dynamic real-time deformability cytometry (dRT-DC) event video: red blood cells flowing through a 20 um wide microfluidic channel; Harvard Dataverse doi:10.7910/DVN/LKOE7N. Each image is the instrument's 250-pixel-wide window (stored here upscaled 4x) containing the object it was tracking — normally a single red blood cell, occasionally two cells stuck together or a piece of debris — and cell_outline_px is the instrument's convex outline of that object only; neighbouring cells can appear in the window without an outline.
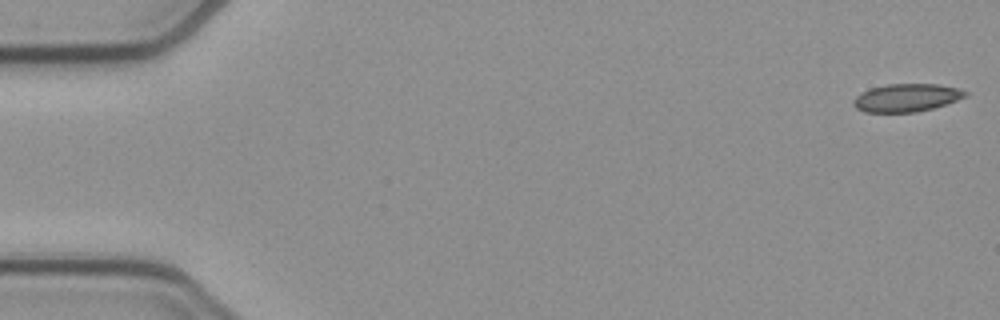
{"species": "common noctule bat (a hibernating species)", "species_latin": "Nyctalus noctula", "temperature_condition": "cold", "stored_images_in_passage": 52, "camera_frame_rate_fps": 3000, "um_per_image_px": 0.085, "animal": {"sex": "female", "body_mass_g": 21.9}, "frame": {"image": 1, "passage_image": 1, "time_ms": 0.0, "image_size_px": [1000, 320], "cell_outline_px": [[968, 96], [932, 108], [916, 112], [864, 112], [856, 108], [852, 104], [852, 100], [860, 92], [872, 88], [888, 84], [936, 84], [960, 88], [968, 92]], "centroid_in_image_um": [77.04, 8.3], "position_along_channel_um": 8.0, "area_um2": 18.21}}
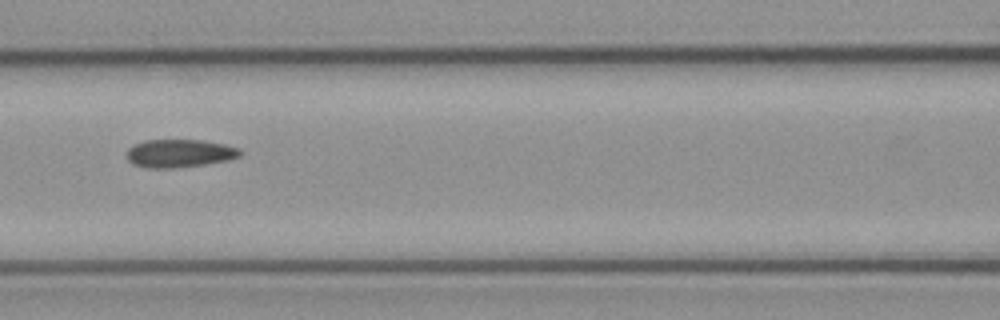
{"frame": {"image": 2, "passage_image": 23, "time_ms": 7.333, "image_size_px": [1000, 320], "cell_outline_px": [[244, 152], [240, 156], [228, 160], [204, 164], [176, 168], [144, 168], [132, 164], [124, 156], [128, 148], [144, 140], [204, 140], [224, 144], [240, 148]], "centroid_in_image_um": [15.24, 13.04], "position_along_channel_um": 151.4, "area_um2": 18.84}}
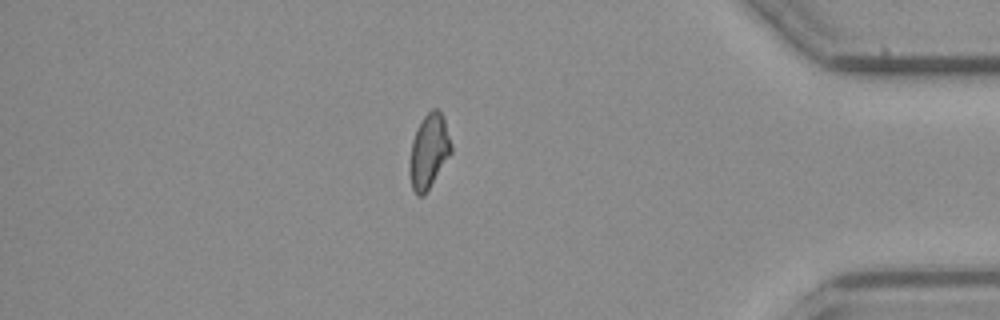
{"frame": {"image": 3, "passage_image": 45, "time_ms": 14.667, "image_size_px": [1000, 320], "cell_outline_px": [[452, 152], [424, 196], [416, 196], [412, 188], [408, 172], [408, 168], [412, 140], [416, 128], [424, 116], [432, 108], [440, 108], [452, 144]], "centroid_in_image_um": [36.43, 12.86], "position_along_channel_um": 398.8, "area_um2": 18.26}, "authors_computed_cell_mechanics": {"area_um2": 18.5249, "velocity_mm_per_s": 3.8811, "shape_relaxation_time_tau1_ms": null, "shape_relaxation_time_tau2_ms": 5.4654, "deformation_change_tau1": null, "deformation_change_tau2": 0.1327}}